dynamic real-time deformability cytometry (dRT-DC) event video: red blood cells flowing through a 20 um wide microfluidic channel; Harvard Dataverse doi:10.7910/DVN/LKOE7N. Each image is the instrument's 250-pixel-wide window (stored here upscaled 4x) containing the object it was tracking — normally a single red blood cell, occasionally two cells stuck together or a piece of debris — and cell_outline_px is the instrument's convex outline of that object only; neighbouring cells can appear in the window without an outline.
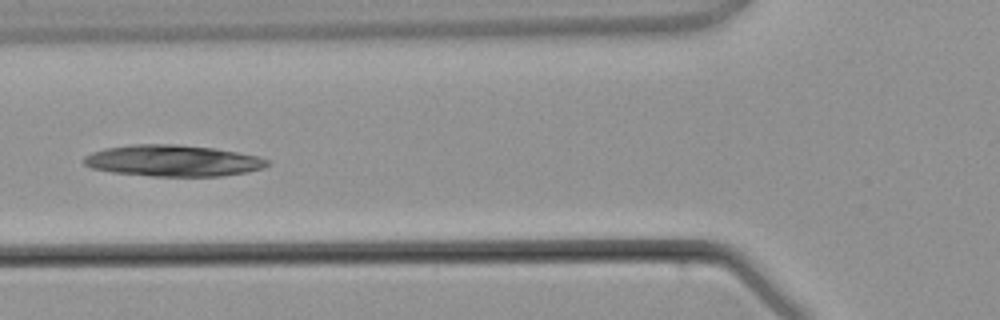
{"species": "common noctule bat (a hibernating species)", "species_latin": "Nyctalus noctula", "temperature_condition": "warm", "stored_images_in_passage": 2, "camera_frame_rate_fps": 3000, "um_per_image_px": 0.085, "animal": {"sex": "male", "body_mass_g": 21.5, "forearm_length_mm": 52.0}, "frame": {"image": 1, "passage_image": 2, "time_ms": 1.0, "image_size_px": [1000, 320], "cell_outline_px": [[272, 164], [264, 168], [248, 172], [220, 176], [152, 176], [112, 172], [92, 168], [84, 164], [84, 156], [92, 152], [104, 148], [132, 144], [176, 144], [216, 148], [256, 156], [268, 160]], "centroid_in_image_um": [14.71, 13.65], "position_along_channel_um": 111.1, "area_um2": 33.64}}